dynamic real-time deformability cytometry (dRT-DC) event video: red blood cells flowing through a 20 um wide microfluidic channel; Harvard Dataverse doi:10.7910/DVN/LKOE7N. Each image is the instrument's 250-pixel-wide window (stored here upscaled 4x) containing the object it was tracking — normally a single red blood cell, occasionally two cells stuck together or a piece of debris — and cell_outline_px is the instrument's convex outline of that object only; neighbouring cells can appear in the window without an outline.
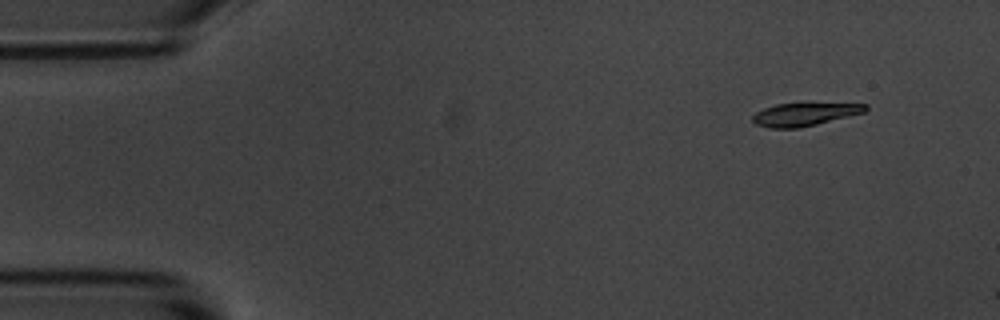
{"species": "common noctule bat (a hibernating species)", "species_latin": "Nyctalus noctula", "temperature_condition": "room temperature", "stored_images_in_passage": 4, "camera_frame_rate_fps": 3000, "um_per_image_px": 0.085, "animal": {"sex": "male", "body_mass_g": 20.1, "forearm_length_mm": 53.5}, "frame": {"image": 1, "passage_image": 1, "time_ms": 0.0, "image_size_px": [1000, 320], "cell_outline_px": [[868, 108], [864, 112], [816, 124], [796, 128], [772, 128], [756, 124], [752, 120], [752, 116], [756, 112], [764, 108], [776, 104], [804, 100], [868, 104]], "centroid_in_image_um": [68.43, 9.64], "position_along_channel_um": 16.6, "area_um2": 15.95}}